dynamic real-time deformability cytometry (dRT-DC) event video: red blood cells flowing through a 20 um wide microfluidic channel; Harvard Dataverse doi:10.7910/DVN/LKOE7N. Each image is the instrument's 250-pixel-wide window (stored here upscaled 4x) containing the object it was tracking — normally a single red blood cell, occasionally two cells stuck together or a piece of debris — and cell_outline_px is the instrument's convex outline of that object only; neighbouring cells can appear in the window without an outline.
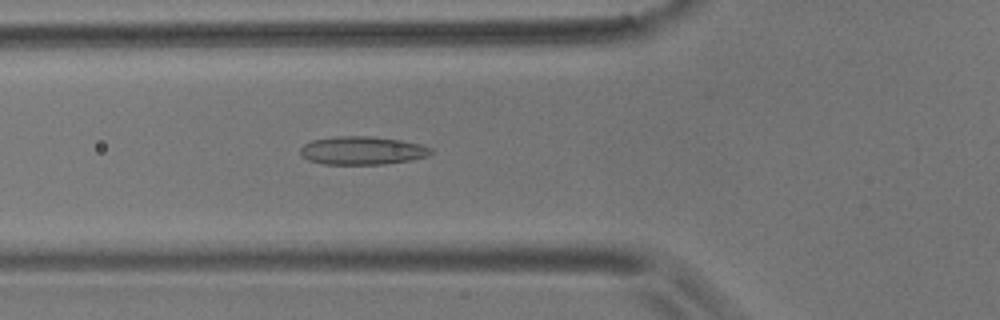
{"species": "common noctule bat (a hibernating species)", "species_latin": "Nyctalus noctula", "temperature_condition": "room temperature", "stored_images_in_passage": 56, "camera_frame_rate_fps": 3000, "um_per_image_px": 0.085, "animal": {"sex": "male", "body_mass_g": 17.9}, "frame": {"image": 1, "passage_image": 20, "time_ms": 6.333, "image_size_px": [1000, 320], "cell_outline_px": [[432, 152], [428, 156], [408, 160], [384, 164], [320, 164], [308, 160], [300, 156], [300, 148], [304, 144], [312, 140], [336, 136], [372, 136], [400, 140], [420, 144], [432, 148]], "centroid_in_image_um": [30.75, 12.79], "position_along_channel_um": 95.1, "area_um2": 21.56}}
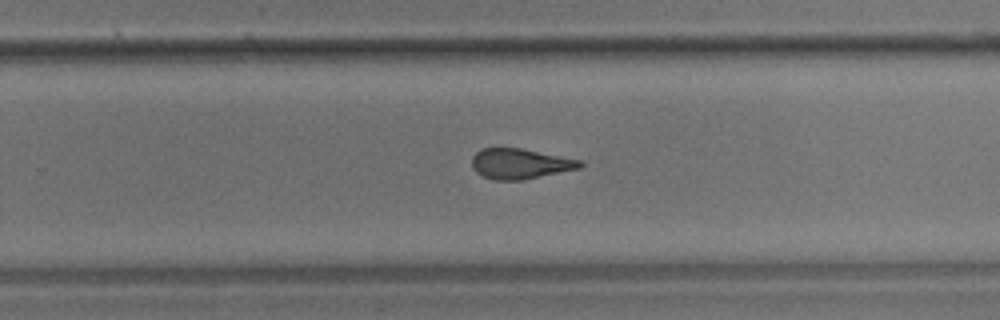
{"frame": {"image": 2, "passage_image": 36, "time_ms": 11.667, "image_size_px": [1000, 320], "cell_outline_px": [[584, 164], [580, 168], [524, 180], [496, 180], [484, 176], [476, 172], [472, 168], [472, 156], [480, 148], [520, 148], [580, 160]], "centroid_in_image_um": [44.18, 13.92], "position_along_channel_um": 285.6, "area_um2": 19.02}}
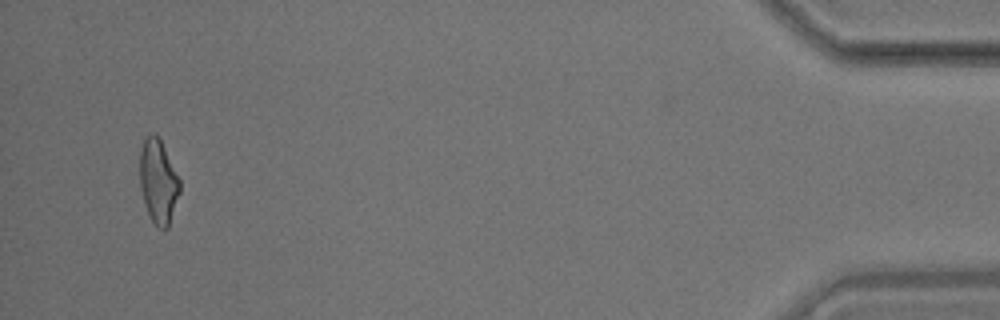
{"frame": {"image": 3, "passage_image": 54, "time_ms": 17.667, "image_size_px": [1000, 320], "cell_outline_px": [[180, 192], [168, 228], [160, 228], [152, 220], [144, 204], [140, 188], [140, 152], [144, 140], [148, 132], [156, 132], [160, 136], [180, 180]], "centroid_in_image_um": [13.45, 15.35], "position_along_channel_um": 421.7, "area_um2": 19.77}, "authors_computed_cell_mechanics": {"area_um2": 19.9988, "velocity_mm_per_s": 3.5723, "shape_relaxation_time_tau1_ms": null, "shape_relaxation_time_tau2_ms": 2.1257, "deformation_change_tau1": null, "deformation_change_tau2": 0.1101}}